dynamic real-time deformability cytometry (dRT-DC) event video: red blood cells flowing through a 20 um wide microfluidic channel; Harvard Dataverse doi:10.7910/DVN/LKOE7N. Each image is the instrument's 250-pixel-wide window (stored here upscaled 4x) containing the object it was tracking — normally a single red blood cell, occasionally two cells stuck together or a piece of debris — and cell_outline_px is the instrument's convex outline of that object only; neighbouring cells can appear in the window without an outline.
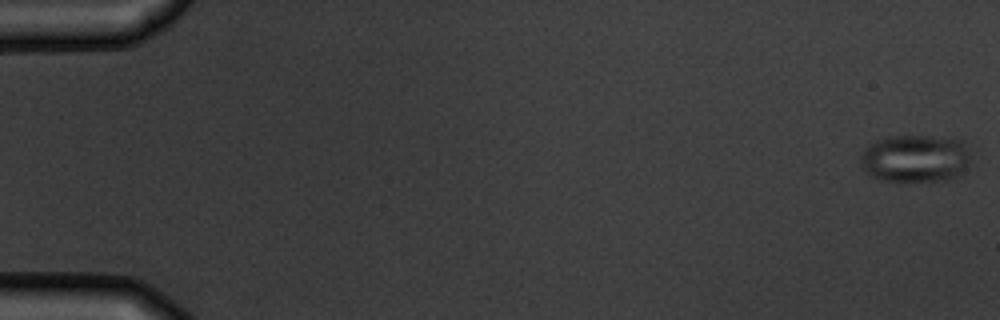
{"species": "common noctule bat (a hibernating species)", "species_latin": "Nyctalus noctula", "temperature_condition": "warm", "stored_images_in_passage": 7, "camera_frame_rate_fps": 3000, "um_per_image_px": 0.085, "animal": {"sex": "male", "body_mass_g": 19.5, "forearm_length_mm": 54.6}, "frame": {"image": 1, "passage_image": 1, "time_ms": 0.0, "image_size_px": [1000, 320], "cell_outline_px": [[968, 164], [956, 176], [948, 180], [880, 180], [872, 176], [864, 168], [860, 160], [860, 156], [864, 148], [868, 144], [876, 140], [892, 136], [928, 136], [964, 140], [968, 152]], "centroid_in_image_um": [77.77, 13.44], "position_along_channel_um": 7.2, "area_um2": 30.17}}